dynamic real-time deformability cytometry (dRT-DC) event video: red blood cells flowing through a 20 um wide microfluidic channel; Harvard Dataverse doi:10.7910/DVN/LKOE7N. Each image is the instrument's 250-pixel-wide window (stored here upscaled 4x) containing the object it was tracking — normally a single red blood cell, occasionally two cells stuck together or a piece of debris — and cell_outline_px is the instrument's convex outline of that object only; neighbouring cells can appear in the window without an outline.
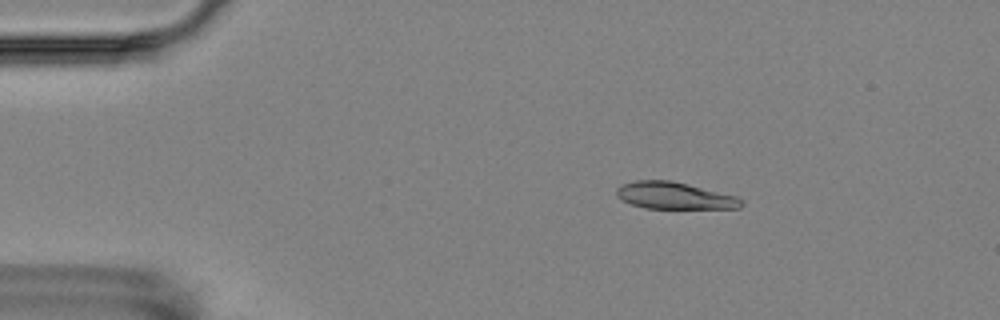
{"species": "Egyptian fruit bat (a non-hibernating species)", "species_latin": "Rousettus aegyptiacus", "temperature_condition": "room temperature", "stored_images_in_passage": 3, "camera_frame_rate_fps": 3000, "um_per_image_px": 0.085, "animal": {"sex": "female"}, "frame": {"image": 1, "passage_image": 1, "time_ms": 0.0, "image_size_px": [1000, 320], "cell_outline_px": [[744, 204], [740, 208], [644, 208], [632, 204], [616, 196], [616, 188], [624, 184], [636, 180], [668, 180], [736, 196], [744, 200]], "centroid_in_image_um": [57.33, 16.64], "position_along_channel_um": 27.7, "area_um2": 19.25}}